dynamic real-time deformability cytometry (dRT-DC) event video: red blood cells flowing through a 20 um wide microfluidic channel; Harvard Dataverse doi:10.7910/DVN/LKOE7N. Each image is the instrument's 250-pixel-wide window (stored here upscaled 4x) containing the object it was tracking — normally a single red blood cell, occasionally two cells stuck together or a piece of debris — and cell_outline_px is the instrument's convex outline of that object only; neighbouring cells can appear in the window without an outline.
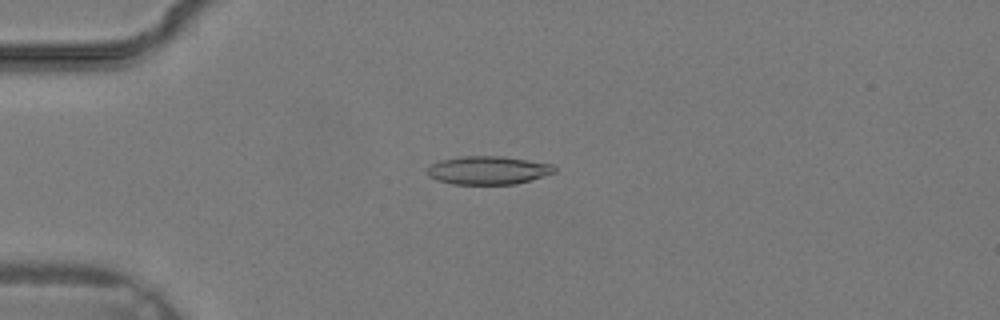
{"species": "common noctule bat (a hibernating species)", "species_latin": "Nyctalus noctula", "temperature_condition": "warm", "stored_images_in_passage": 36, "camera_frame_rate_fps": 3000, "um_per_image_px": 0.085, "animal": {"sex": "male", "body_mass_g": 19.2, "forearm_length_mm": 51.8}, "frame": {"image": 1, "passage_image": 10, "time_ms": 3.0, "image_size_px": [1000, 320], "cell_outline_px": [[556, 172], [516, 184], [452, 184], [436, 180], [428, 176], [428, 164], [440, 160], [460, 156], [504, 156], [552, 164], [556, 168]], "centroid_in_image_um": [41.46, 14.46], "position_along_channel_um": 43.5, "area_um2": 21.1}}
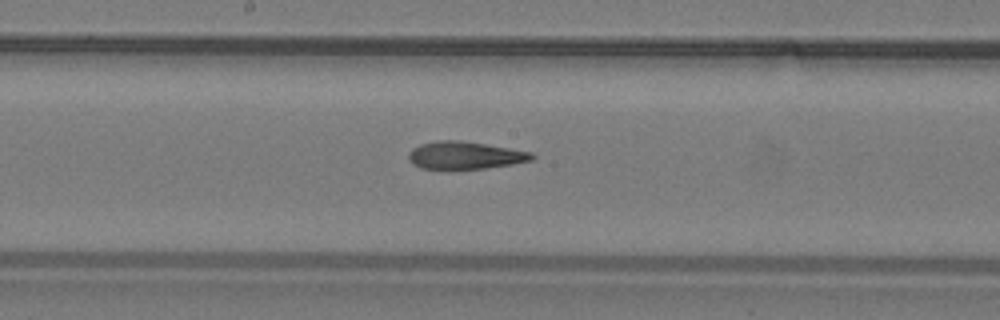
{"frame": {"image": 2, "passage_image": 20, "time_ms": 6.333, "image_size_px": [1000, 320], "cell_outline_px": [[536, 156], [532, 160], [512, 164], [484, 168], [420, 168], [412, 164], [408, 160], [408, 152], [412, 148], [420, 144], [436, 140], [456, 140], [484, 144], [532, 152]], "centroid_in_image_um": [39.49, 13.19], "position_along_channel_um": 208.7, "area_um2": 19.59}}
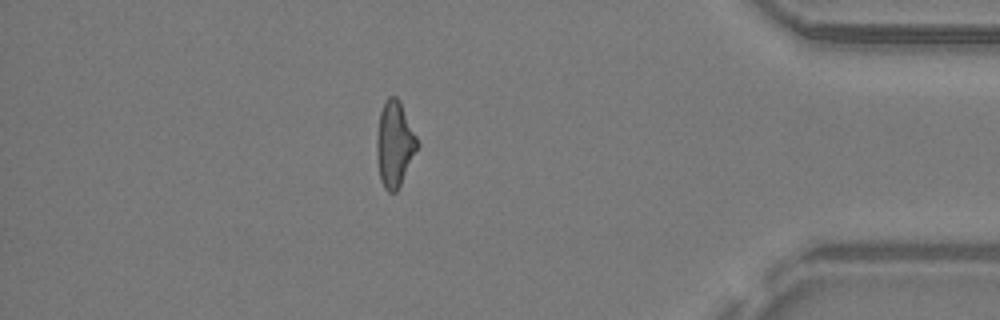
{"frame": {"image": 3, "passage_image": 32, "time_ms": 10.333, "image_size_px": [1000, 320], "cell_outline_px": [[420, 144], [396, 192], [388, 192], [384, 188], [380, 180], [376, 160], [376, 140], [380, 112], [388, 96], [396, 96]], "centroid_in_image_um": [33.51, 12.29], "position_along_channel_um": 401.7, "area_um2": 19.94}}